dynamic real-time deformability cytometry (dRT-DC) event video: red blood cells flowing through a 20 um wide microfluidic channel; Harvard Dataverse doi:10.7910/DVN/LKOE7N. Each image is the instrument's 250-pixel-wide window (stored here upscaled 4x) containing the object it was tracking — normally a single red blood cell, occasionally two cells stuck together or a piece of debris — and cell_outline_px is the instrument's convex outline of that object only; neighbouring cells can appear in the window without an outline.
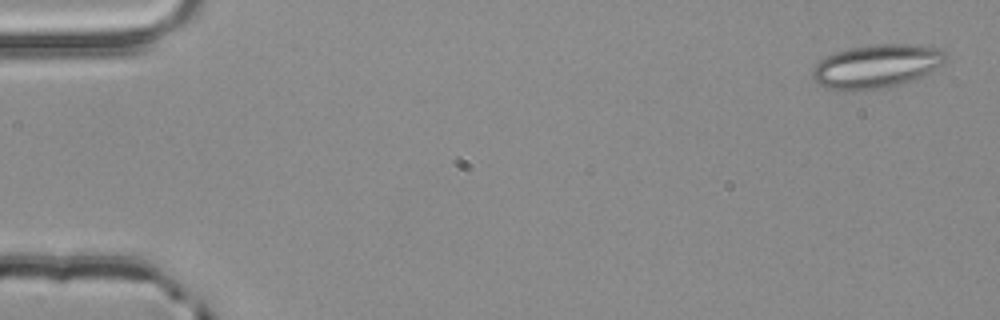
{"species": "common noctule bat (a hibernating species)", "species_latin": "Nyctalus noctula", "temperature_condition": "room temperature", "stored_images_in_passage": 54, "camera_frame_rate_fps": 3000, "um_per_image_px": 0.085, "animal": {"sex": "male", "body_mass_g": 20.4}, "frame": {"image": 1, "passage_image": 2, "time_ms": 0.333, "image_size_px": [1000, 320], "cell_outline_px": [[948, 56], [944, 64], [920, 76], [900, 84], [884, 88], [828, 88], [812, 80], [812, 68], [820, 60], [836, 52], [852, 48], [876, 44], [916, 44], [940, 48]], "centroid_in_image_um": [74.55, 5.59], "position_along_channel_um": 10.5, "area_um2": 33.06}}
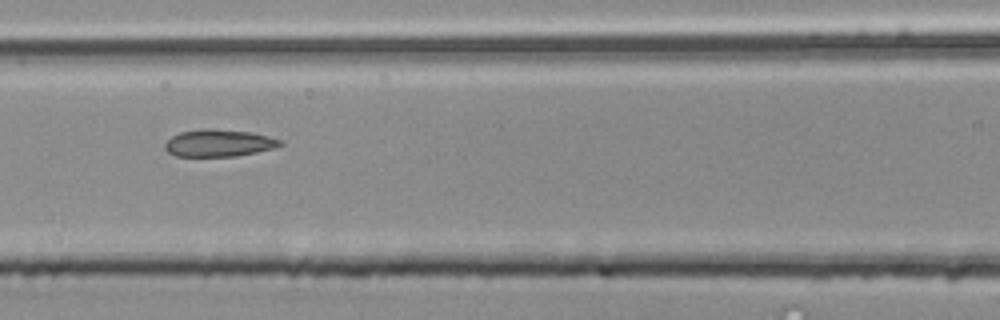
{"frame": {"image": 2, "passage_image": 24, "time_ms": 7.667, "image_size_px": [1000, 320], "cell_outline_px": [[284, 144], [276, 148], [236, 156], [176, 156], [168, 152], [164, 148], [164, 144], [172, 136], [180, 132], [200, 128], [212, 128], [252, 132], [284, 140]], "centroid_in_image_um": [18.63, 12.15], "position_along_channel_um": 148.0, "area_um2": 18.5}}
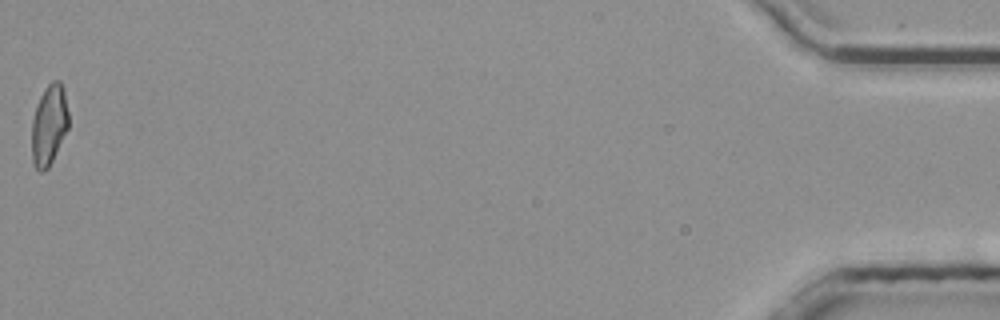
{"frame": {"image": 3, "passage_image": 54, "time_ms": 17.667, "image_size_px": [1000, 320], "cell_outline_px": [[68, 128], [48, 168], [44, 172], [40, 172], [36, 168], [32, 160], [32, 120], [36, 104], [44, 88], [52, 80], [60, 80], [64, 88], [68, 112]], "centroid_in_image_um": [4.16, 10.58], "position_along_channel_um": 431.0, "area_um2": 17.34}, "authors_computed_cell_mechanics": {"area_um2": 18.1492, "velocity_mm_per_s": 3.8685, "shape_relaxation_time_tau1_ms": null, "shape_relaxation_time_tau2_ms": 2.4759, "deformation_change_tau1": null, "deformation_change_tau2": 0.0967}}